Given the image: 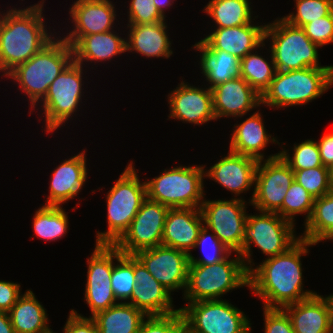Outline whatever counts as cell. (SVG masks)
<instances>
[{
    "mask_svg": "<svg viewBox=\"0 0 333 333\" xmlns=\"http://www.w3.org/2000/svg\"><path fill=\"white\" fill-rule=\"evenodd\" d=\"M299 238L290 248L277 256L263 259L249 271V288L260 298L262 307L281 308L315 295L313 290H304L302 257L315 246Z\"/></svg>",
    "mask_w": 333,
    "mask_h": 333,
    "instance_id": "6da1fadb",
    "label": "cell"
},
{
    "mask_svg": "<svg viewBox=\"0 0 333 333\" xmlns=\"http://www.w3.org/2000/svg\"><path fill=\"white\" fill-rule=\"evenodd\" d=\"M45 0L30 6L0 9V72L5 77L17 65L28 61L56 35L44 16ZM6 11V12H5ZM48 29V30H47ZM55 33V35H54Z\"/></svg>",
    "mask_w": 333,
    "mask_h": 333,
    "instance_id": "7a4b0ae2",
    "label": "cell"
},
{
    "mask_svg": "<svg viewBox=\"0 0 333 333\" xmlns=\"http://www.w3.org/2000/svg\"><path fill=\"white\" fill-rule=\"evenodd\" d=\"M28 61L17 65L9 78L24 93L32 110L45 96L56 77L74 60L72 46L60 34Z\"/></svg>",
    "mask_w": 333,
    "mask_h": 333,
    "instance_id": "3957f363",
    "label": "cell"
},
{
    "mask_svg": "<svg viewBox=\"0 0 333 333\" xmlns=\"http://www.w3.org/2000/svg\"><path fill=\"white\" fill-rule=\"evenodd\" d=\"M331 86L333 67L276 71L269 88L261 96V105L270 110L305 106L323 96Z\"/></svg>",
    "mask_w": 333,
    "mask_h": 333,
    "instance_id": "277c9868",
    "label": "cell"
},
{
    "mask_svg": "<svg viewBox=\"0 0 333 333\" xmlns=\"http://www.w3.org/2000/svg\"><path fill=\"white\" fill-rule=\"evenodd\" d=\"M133 161L126 168L106 194L107 228L97 231L95 244L114 245L128 230L132 220L147 198L146 183L141 181Z\"/></svg>",
    "mask_w": 333,
    "mask_h": 333,
    "instance_id": "5b68a950",
    "label": "cell"
},
{
    "mask_svg": "<svg viewBox=\"0 0 333 333\" xmlns=\"http://www.w3.org/2000/svg\"><path fill=\"white\" fill-rule=\"evenodd\" d=\"M84 71L86 73L87 69L73 60L52 82L46 96L29 111L31 115L33 111L40 109V115H37L40 122L43 117L45 134L49 133L52 136L55 131L64 127V124L71 123L69 119L73 120L74 116L77 117L76 114L80 111L83 104L82 98H84L83 90H85L86 82L83 79H87L83 76L86 75Z\"/></svg>",
    "mask_w": 333,
    "mask_h": 333,
    "instance_id": "8992f818",
    "label": "cell"
},
{
    "mask_svg": "<svg viewBox=\"0 0 333 333\" xmlns=\"http://www.w3.org/2000/svg\"><path fill=\"white\" fill-rule=\"evenodd\" d=\"M232 254L234 256L230 258ZM241 287L249 288V271L240 254L231 252L218 263L189 265L187 285L182 296L187 303L220 300L223 295Z\"/></svg>",
    "mask_w": 333,
    "mask_h": 333,
    "instance_id": "52a82bcc",
    "label": "cell"
},
{
    "mask_svg": "<svg viewBox=\"0 0 333 333\" xmlns=\"http://www.w3.org/2000/svg\"><path fill=\"white\" fill-rule=\"evenodd\" d=\"M204 165H179L146 180L147 198L169 208H199L205 199Z\"/></svg>",
    "mask_w": 333,
    "mask_h": 333,
    "instance_id": "ba28073f",
    "label": "cell"
},
{
    "mask_svg": "<svg viewBox=\"0 0 333 333\" xmlns=\"http://www.w3.org/2000/svg\"><path fill=\"white\" fill-rule=\"evenodd\" d=\"M269 43L267 52L272 54L276 71L301 70L322 66L319 62V46L313 43L301 27L289 24L282 17L268 22L264 42Z\"/></svg>",
    "mask_w": 333,
    "mask_h": 333,
    "instance_id": "9c48e42d",
    "label": "cell"
},
{
    "mask_svg": "<svg viewBox=\"0 0 333 333\" xmlns=\"http://www.w3.org/2000/svg\"><path fill=\"white\" fill-rule=\"evenodd\" d=\"M296 227L277 213L260 212L247 214L244 226L243 248L239 253L245 267L250 271L255 264L252 248L261 250L266 258L280 255L299 238ZM253 245V247H252Z\"/></svg>",
    "mask_w": 333,
    "mask_h": 333,
    "instance_id": "30bf717a",
    "label": "cell"
},
{
    "mask_svg": "<svg viewBox=\"0 0 333 333\" xmlns=\"http://www.w3.org/2000/svg\"><path fill=\"white\" fill-rule=\"evenodd\" d=\"M179 309L185 324L195 333H252L249 317L229 300H204Z\"/></svg>",
    "mask_w": 333,
    "mask_h": 333,
    "instance_id": "8fae6325",
    "label": "cell"
},
{
    "mask_svg": "<svg viewBox=\"0 0 333 333\" xmlns=\"http://www.w3.org/2000/svg\"><path fill=\"white\" fill-rule=\"evenodd\" d=\"M247 203L250 205L246 200L233 197L229 200L205 198L200 207L204 226L232 252L240 253L243 248Z\"/></svg>",
    "mask_w": 333,
    "mask_h": 333,
    "instance_id": "7c38bea8",
    "label": "cell"
},
{
    "mask_svg": "<svg viewBox=\"0 0 333 333\" xmlns=\"http://www.w3.org/2000/svg\"><path fill=\"white\" fill-rule=\"evenodd\" d=\"M294 180L293 170L280 156L259 161L250 205L256 211L277 213Z\"/></svg>",
    "mask_w": 333,
    "mask_h": 333,
    "instance_id": "4fadbf2b",
    "label": "cell"
},
{
    "mask_svg": "<svg viewBox=\"0 0 333 333\" xmlns=\"http://www.w3.org/2000/svg\"><path fill=\"white\" fill-rule=\"evenodd\" d=\"M169 207L146 198L128 230L114 244L125 255L154 248L162 244L165 219Z\"/></svg>",
    "mask_w": 333,
    "mask_h": 333,
    "instance_id": "5bb4252c",
    "label": "cell"
},
{
    "mask_svg": "<svg viewBox=\"0 0 333 333\" xmlns=\"http://www.w3.org/2000/svg\"><path fill=\"white\" fill-rule=\"evenodd\" d=\"M87 276L84 301L90 309L89 317L119 303L111 286L114 266V245L95 244L90 257H87Z\"/></svg>",
    "mask_w": 333,
    "mask_h": 333,
    "instance_id": "9a60e30c",
    "label": "cell"
},
{
    "mask_svg": "<svg viewBox=\"0 0 333 333\" xmlns=\"http://www.w3.org/2000/svg\"><path fill=\"white\" fill-rule=\"evenodd\" d=\"M135 256L172 295L177 290L185 292L190 264L187 253L161 244L138 251Z\"/></svg>",
    "mask_w": 333,
    "mask_h": 333,
    "instance_id": "2e32d148",
    "label": "cell"
},
{
    "mask_svg": "<svg viewBox=\"0 0 333 333\" xmlns=\"http://www.w3.org/2000/svg\"><path fill=\"white\" fill-rule=\"evenodd\" d=\"M70 5L68 14L72 29L61 36L73 46L82 36L104 33L119 25L117 8L111 0H76ZM118 22L116 25L115 23ZM116 26V27H115Z\"/></svg>",
    "mask_w": 333,
    "mask_h": 333,
    "instance_id": "e0dca14e",
    "label": "cell"
},
{
    "mask_svg": "<svg viewBox=\"0 0 333 333\" xmlns=\"http://www.w3.org/2000/svg\"><path fill=\"white\" fill-rule=\"evenodd\" d=\"M202 86L189 84L182 77L177 87L166 96L170 111L168 119L194 126L217 121L213 112L212 91L205 84Z\"/></svg>",
    "mask_w": 333,
    "mask_h": 333,
    "instance_id": "ac0fdd59",
    "label": "cell"
},
{
    "mask_svg": "<svg viewBox=\"0 0 333 333\" xmlns=\"http://www.w3.org/2000/svg\"><path fill=\"white\" fill-rule=\"evenodd\" d=\"M258 162L259 161L254 158L229 150L228 154L221 157V159L208 169L205 167L206 164H204V173L206 179L209 178L211 181L213 180L215 183L225 188V190L230 191L231 194H233V198L245 200L244 197L240 195L252 190V196L248 199V202H251L254 193L255 174Z\"/></svg>",
    "mask_w": 333,
    "mask_h": 333,
    "instance_id": "d6986e66",
    "label": "cell"
},
{
    "mask_svg": "<svg viewBox=\"0 0 333 333\" xmlns=\"http://www.w3.org/2000/svg\"><path fill=\"white\" fill-rule=\"evenodd\" d=\"M86 152V149H82L74 156L63 159L61 164L53 169L49 181V195L44 197L46 200L43 205L63 206L67 201L78 197L89 176Z\"/></svg>",
    "mask_w": 333,
    "mask_h": 333,
    "instance_id": "ffe728a7",
    "label": "cell"
},
{
    "mask_svg": "<svg viewBox=\"0 0 333 333\" xmlns=\"http://www.w3.org/2000/svg\"><path fill=\"white\" fill-rule=\"evenodd\" d=\"M211 91L216 120L231 117L243 119L249 112L261 108V95L242 77L218 84Z\"/></svg>",
    "mask_w": 333,
    "mask_h": 333,
    "instance_id": "44dd1931",
    "label": "cell"
},
{
    "mask_svg": "<svg viewBox=\"0 0 333 333\" xmlns=\"http://www.w3.org/2000/svg\"><path fill=\"white\" fill-rule=\"evenodd\" d=\"M136 286L126 302L141 310L146 316L169 315L179 311L173 305L172 294L160 284L134 255Z\"/></svg>",
    "mask_w": 333,
    "mask_h": 333,
    "instance_id": "7402d4cb",
    "label": "cell"
},
{
    "mask_svg": "<svg viewBox=\"0 0 333 333\" xmlns=\"http://www.w3.org/2000/svg\"><path fill=\"white\" fill-rule=\"evenodd\" d=\"M258 111L249 114V117L238 124V121L234 124L232 133L230 134L229 150L262 161L267 159H273L280 156V151L276 154H270L265 157L264 150L270 143L280 146V142L277 137L268 134V131L264 124L263 114ZM263 151V152H262Z\"/></svg>",
    "mask_w": 333,
    "mask_h": 333,
    "instance_id": "603a6c76",
    "label": "cell"
},
{
    "mask_svg": "<svg viewBox=\"0 0 333 333\" xmlns=\"http://www.w3.org/2000/svg\"><path fill=\"white\" fill-rule=\"evenodd\" d=\"M258 23L253 20L243 26L214 28L201 40L212 50L225 51L241 60L264 43L267 23Z\"/></svg>",
    "mask_w": 333,
    "mask_h": 333,
    "instance_id": "cb8c5ba5",
    "label": "cell"
},
{
    "mask_svg": "<svg viewBox=\"0 0 333 333\" xmlns=\"http://www.w3.org/2000/svg\"><path fill=\"white\" fill-rule=\"evenodd\" d=\"M204 225L199 208H169L165 219L162 245L181 250L188 255L193 251Z\"/></svg>",
    "mask_w": 333,
    "mask_h": 333,
    "instance_id": "d4e9b609",
    "label": "cell"
},
{
    "mask_svg": "<svg viewBox=\"0 0 333 333\" xmlns=\"http://www.w3.org/2000/svg\"><path fill=\"white\" fill-rule=\"evenodd\" d=\"M126 52L146 58H170L174 53L166 21L125 26ZM134 52V53H133Z\"/></svg>",
    "mask_w": 333,
    "mask_h": 333,
    "instance_id": "484cf974",
    "label": "cell"
},
{
    "mask_svg": "<svg viewBox=\"0 0 333 333\" xmlns=\"http://www.w3.org/2000/svg\"><path fill=\"white\" fill-rule=\"evenodd\" d=\"M283 309L295 333H333L331 306L326 295L316 293Z\"/></svg>",
    "mask_w": 333,
    "mask_h": 333,
    "instance_id": "4316f807",
    "label": "cell"
},
{
    "mask_svg": "<svg viewBox=\"0 0 333 333\" xmlns=\"http://www.w3.org/2000/svg\"><path fill=\"white\" fill-rule=\"evenodd\" d=\"M72 49L74 61L86 68L90 63V66L92 63H94L92 66L99 62L104 64L122 54L125 55L126 38L121 37L115 29L104 33L84 35L72 46Z\"/></svg>",
    "mask_w": 333,
    "mask_h": 333,
    "instance_id": "83f0119b",
    "label": "cell"
},
{
    "mask_svg": "<svg viewBox=\"0 0 333 333\" xmlns=\"http://www.w3.org/2000/svg\"><path fill=\"white\" fill-rule=\"evenodd\" d=\"M192 47L199 53L198 65L208 88L240 77V59L236 56L222 50H212L202 40Z\"/></svg>",
    "mask_w": 333,
    "mask_h": 333,
    "instance_id": "f1b7e54d",
    "label": "cell"
},
{
    "mask_svg": "<svg viewBox=\"0 0 333 333\" xmlns=\"http://www.w3.org/2000/svg\"><path fill=\"white\" fill-rule=\"evenodd\" d=\"M15 333H55L49 326L47 310L27 289L8 312Z\"/></svg>",
    "mask_w": 333,
    "mask_h": 333,
    "instance_id": "f546056e",
    "label": "cell"
},
{
    "mask_svg": "<svg viewBox=\"0 0 333 333\" xmlns=\"http://www.w3.org/2000/svg\"><path fill=\"white\" fill-rule=\"evenodd\" d=\"M147 316L133 305L119 302L91 317L99 333H138Z\"/></svg>",
    "mask_w": 333,
    "mask_h": 333,
    "instance_id": "4dcf8cb0",
    "label": "cell"
},
{
    "mask_svg": "<svg viewBox=\"0 0 333 333\" xmlns=\"http://www.w3.org/2000/svg\"><path fill=\"white\" fill-rule=\"evenodd\" d=\"M251 0H209L202 12L212 19L214 28L243 26L258 18Z\"/></svg>",
    "mask_w": 333,
    "mask_h": 333,
    "instance_id": "1f68e13d",
    "label": "cell"
},
{
    "mask_svg": "<svg viewBox=\"0 0 333 333\" xmlns=\"http://www.w3.org/2000/svg\"><path fill=\"white\" fill-rule=\"evenodd\" d=\"M303 226L300 238L313 244L329 242L333 238V189L314 200L311 216Z\"/></svg>",
    "mask_w": 333,
    "mask_h": 333,
    "instance_id": "d6a6232c",
    "label": "cell"
},
{
    "mask_svg": "<svg viewBox=\"0 0 333 333\" xmlns=\"http://www.w3.org/2000/svg\"><path fill=\"white\" fill-rule=\"evenodd\" d=\"M265 46L264 42L258 49L246 54L240 60V77L244 78L261 96L269 88L276 73L272 54H270L269 59L268 56L264 55L263 57L261 53H258Z\"/></svg>",
    "mask_w": 333,
    "mask_h": 333,
    "instance_id": "836d02e7",
    "label": "cell"
},
{
    "mask_svg": "<svg viewBox=\"0 0 333 333\" xmlns=\"http://www.w3.org/2000/svg\"><path fill=\"white\" fill-rule=\"evenodd\" d=\"M67 214L63 206L42 204L33 214L32 228L35 236L47 242L65 237L70 229Z\"/></svg>",
    "mask_w": 333,
    "mask_h": 333,
    "instance_id": "e575fe53",
    "label": "cell"
},
{
    "mask_svg": "<svg viewBox=\"0 0 333 333\" xmlns=\"http://www.w3.org/2000/svg\"><path fill=\"white\" fill-rule=\"evenodd\" d=\"M134 277V255L122 254L114 246L111 286L118 302L126 303L130 299L136 286Z\"/></svg>",
    "mask_w": 333,
    "mask_h": 333,
    "instance_id": "d590c367",
    "label": "cell"
},
{
    "mask_svg": "<svg viewBox=\"0 0 333 333\" xmlns=\"http://www.w3.org/2000/svg\"><path fill=\"white\" fill-rule=\"evenodd\" d=\"M279 147H282L280 157L293 171L323 166L319 148L314 139H306L300 143L295 142L291 150L286 149L285 145H280Z\"/></svg>",
    "mask_w": 333,
    "mask_h": 333,
    "instance_id": "8d00e7d4",
    "label": "cell"
},
{
    "mask_svg": "<svg viewBox=\"0 0 333 333\" xmlns=\"http://www.w3.org/2000/svg\"><path fill=\"white\" fill-rule=\"evenodd\" d=\"M313 198L299 183L295 180L290 185L287 194L284 198L282 208L277 212L279 216L291 222L296 226L295 217L299 214H304V224L311 216L313 205Z\"/></svg>",
    "mask_w": 333,
    "mask_h": 333,
    "instance_id": "74e56055",
    "label": "cell"
},
{
    "mask_svg": "<svg viewBox=\"0 0 333 333\" xmlns=\"http://www.w3.org/2000/svg\"><path fill=\"white\" fill-rule=\"evenodd\" d=\"M200 249L202 256L194 257L192 252L189 254V265H211L224 260L230 251L213 233L212 230L203 225L198 235L193 250Z\"/></svg>",
    "mask_w": 333,
    "mask_h": 333,
    "instance_id": "f35d334b",
    "label": "cell"
},
{
    "mask_svg": "<svg viewBox=\"0 0 333 333\" xmlns=\"http://www.w3.org/2000/svg\"><path fill=\"white\" fill-rule=\"evenodd\" d=\"M294 12L282 16L289 24L297 27L315 21L333 12V0H293Z\"/></svg>",
    "mask_w": 333,
    "mask_h": 333,
    "instance_id": "ab89813d",
    "label": "cell"
},
{
    "mask_svg": "<svg viewBox=\"0 0 333 333\" xmlns=\"http://www.w3.org/2000/svg\"><path fill=\"white\" fill-rule=\"evenodd\" d=\"M293 172L295 181L315 199L332 190L328 167L321 166Z\"/></svg>",
    "mask_w": 333,
    "mask_h": 333,
    "instance_id": "60d3db41",
    "label": "cell"
},
{
    "mask_svg": "<svg viewBox=\"0 0 333 333\" xmlns=\"http://www.w3.org/2000/svg\"><path fill=\"white\" fill-rule=\"evenodd\" d=\"M127 10V24H153L155 22L167 21L157 10L154 0H130Z\"/></svg>",
    "mask_w": 333,
    "mask_h": 333,
    "instance_id": "b9f144b4",
    "label": "cell"
},
{
    "mask_svg": "<svg viewBox=\"0 0 333 333\" xmlns=\"http://www.w3.org/2000/svg\"><path fill=\"white\" fill-rule=\"evenodd\" d=\"M185 324L181 310L162 316H147L138 333H176Z\"/></svg>",
    "mask_w": 333,
    "mask_h": 333,
    "instance_id": "7bdbcfd3",
    "label": "cell"
},
{
    "mask_svg": "<svg viewBox=\"0 0 333 333\" xmlns=\"http://www.w3.org/2000/svg\"><path fill=\"white\" fill-rule=\"evenodd\" d=\"M308 38L319 47L333 43V12L301 27Z\"/></svg>",
    "mask_w": 333,
    "mask_h": 333,
    "instance_id": "ee69618b",
    "label": "cell"
},
{
    "mask_svg": "<svg viewBox=\"0 0 333 333\" xmlns=\"http://www.w3.org/2000/svg\"><path fill=\"white\" fill-rule=\"evenodd\" d=\"M264 333H295L287 312L281 308L263 307Z\"/></svg>",
    "mask_w": 333,
    "mask_h": 333,
    "instance_id": "f6af8a7d",
    "label": "cell"
},
{
    "mask_svg": "<svg viewBox=\"0 0 333 333\" xmlns=\"http://www.w3.org/2000/svg\"><path fill=\"white\" fill-rule=\"evenodd\" d=\"M62 331V333H99L95 321L91 317L83 316L75 309L69 311Z\"/></svg>",
    "mask_w": 333,
    "mask_h": 333,
    "instance_id": "bcb514c9",
    "label": "cell"
},
{
    "mask_svg": "<svg viewBox=\"0 0 333 333\" xmlns=\"http://www.w3.org/2000/svg\"><path fill=\"white\" fill-rule=\"evenodd\" d=\"M18 282L0 280V310L9 312L22 295Z\"/></svg>",
    "mask_w": 333,
    "mask_h": 333,
    "instance_id": "7dc6e473",
    "label": "cell"
},
{
    "mask_svg": "<svg viewBox=\"0 0 333 333\" xmlns=\"http://www.w3.org/2000/svg\"><path fill=\"white\" fill-rule=\"evenodd\" d=\"M323 166L330 168L333 165V128L316 140Z\"/></svg>",
    "mask_w": 333,
    "mask_h": 333,
    "instance_id": "c3c4849f",
    "label": "cell"
},
{
    "mask_svg": "<svg viewBox=\"0 0 333 333\" xmlns=\"http://www.w3.org/2000/svg\"><path fill=\"white\" fill-rule=\"evenodd\" d=\"M0 333H15L9 314L0 310Z\"/></svg>",
    "mask_w": 333,
    "mask_h": 333,
    "instance_id": "681fc988",
    "label": "cell"
},
{
    "mask_svg": "<svg viewBox=\"0 0 333 333\" xmlns=\"http://www.w3.org/2000/svg\"><path fill=\"white\" fill-rule=\"evenodd\" d=\"M176 0H154V4L159 13L166 19V10L171 9Z\"/></svg>",
    "mask_w": 333,
    "mask_h": 333,
    "instance_id": "f907efd6",
    "label": "cell"
},
{
    "mask_svg": "<svg viewBox=\"0 0 333 333\" xmlns=\"http://www.w3.org/2000/svg\"><path fill=\"white\" fill-rule=\"evenodd\" d=\"M176 333H195L186 324H184Z\"/></svg>",
    "mask_w": 333,
    "mask_h": 333,
    "instance_id": "816d5d0a",
    "label": "cell"
},
{
    "mask_svg": "<svg viewBox=\"0 0 333 333\" xmlns=\"http://www.w3.org/2000/svg\"><path fill=\"white\" fill-rule=\"evenodd\" d=\"M329 303H330V306H331V315H332V324H333V293L329 294L328 296L326 295Z\"/></svg>",
    "mask_w": 333,
    "mask_h": 333,
    "instance_id": "f5cc1de1",
    "label": "cell"
},
{
    "mask_svg": "<svg viewBox=\"0 0 333 333\" xmlns=\"http://www.w3.org/2000/svg\"><path fill=\"white\" fill-rule=\"evenodd\" d=\"M330 182L333 189V165L329 168Z\"/></svg>",
    "mask_w": 333,
    "mask_h": 333,
    "instance_id": "db71d44e",
    "label": "cell"
}]
</instances>
